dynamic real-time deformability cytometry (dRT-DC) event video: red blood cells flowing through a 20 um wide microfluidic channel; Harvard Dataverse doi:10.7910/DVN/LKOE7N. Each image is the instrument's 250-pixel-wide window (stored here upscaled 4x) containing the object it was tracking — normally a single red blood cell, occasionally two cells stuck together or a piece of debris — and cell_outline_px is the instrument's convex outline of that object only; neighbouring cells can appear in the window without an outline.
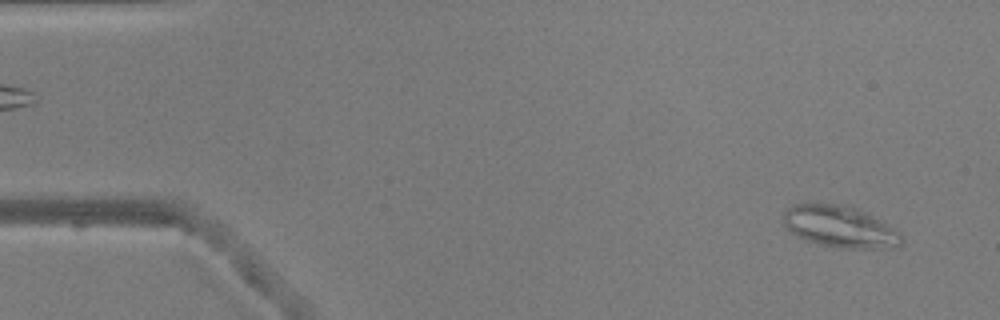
{"species": "common noctule bat (a hibernating species)", "species_latin": "Nyctalus noctula", "temperature_condition": "warm", "stored_images_in_passage": 14, "camera_frame_rate_fps": 3000, "um_per_image_px": 0.085, "animal": {"sex": "male", "body_mass_g": 20.5, "forearm_length_mm": 52.5}, "frame": {"image": 1, "passage_image": 3, "time_ms": 0.667, "image_size_px": [1000, 320], "cell_outline_px": [[904, 244], [896, 248], [840, 248], [820, 244], [804, 240], [796, 236], [780, 220], [780, 216], [788, 208], [796, 204], [848, 204], [896, 228], [900, 232], [904, 240]], "centroid_in_image_um": [71.42, 19.28], "position_along_channel_um": 13.6, "area_um2": 29.02}}
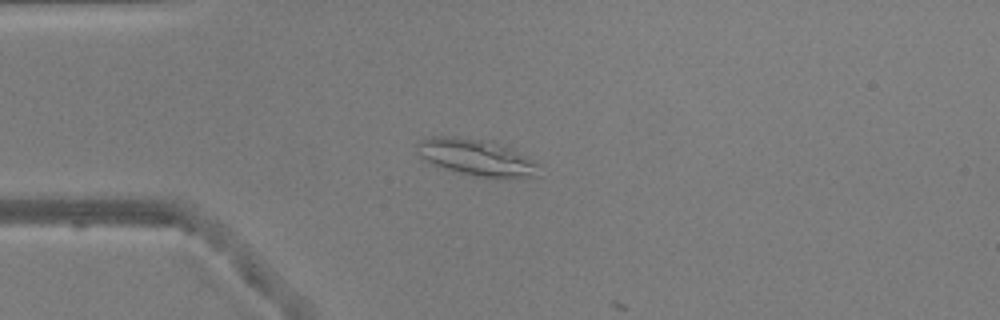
{"frame": {"image": 2, "passage_image": 13, "time_ms": 4.0, "image_size_px": [1000, 320], "cell_outline_px": [[544, 164], [540, 176], [476, 176], [444, 168], [432, 164], [424, 160], [416, 152], [416, 144], [420, 140], [432, 136], [456, 136], [492, 140], [512, 148]], "centroid_in_image_um": [40.55, 13.34], "position_along_channel_um": 44.4, "area_um2": 26.41}}